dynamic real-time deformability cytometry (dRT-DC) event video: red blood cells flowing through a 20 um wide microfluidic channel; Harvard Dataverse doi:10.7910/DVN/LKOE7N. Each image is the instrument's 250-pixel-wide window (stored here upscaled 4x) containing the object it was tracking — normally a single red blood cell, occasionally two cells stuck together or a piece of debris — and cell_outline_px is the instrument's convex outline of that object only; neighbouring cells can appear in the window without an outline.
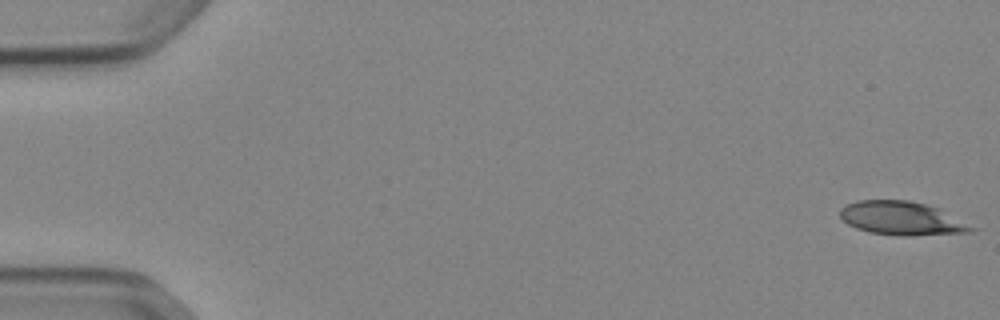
{"species": "Egyptian fruit bat (a non-hibernating species)", "species_latin": "Rousettus aegyptiacus", "temperature_condition": "cold", "stored_images_in_passage": 49, "camera_frame_rate_fps": 3000, "um_per_image_px": 0.085, "animal": {"sex": "female"}, "frame": {"image": 1, "passage_image": 1, "time_ms": 0.0, "image_size_px": [1000, 320], "cell_outline_px": [[976, 228], [972, 232], [908, 236], [900, 236], [868, 232], [856, 228], [848, 224], [840, 216], [840, 208], [856, 200], [908, 200], [940, 208]], "centroid_in_image_um": [76.65, 18.56], "position_along_channel_um": 8.4, "area_um2": 25.72}}
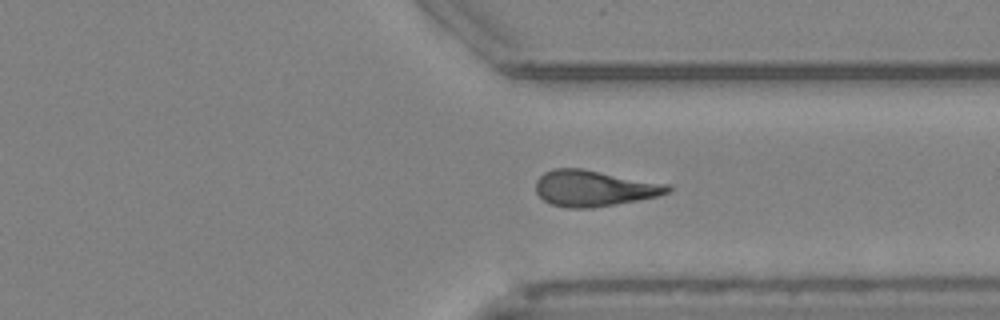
{"frame": {"image": 2, "passage_image": 40, "time_ms": 13.0, "image_size_px": [1000, 320], "cell_outline_px": [[672, 188], [668, 192], [656, 196], [636, 200], [592, 208], [568, 208], [552, 204], [544, 200], [536, 192], [536, 180], [544, 172], [556, 168], [584, 168], [668, 184]], "centroid_in_image_um": [50.47, 15.99], "position_along_channel_um": 360.9, "area_um2": 27.57}}
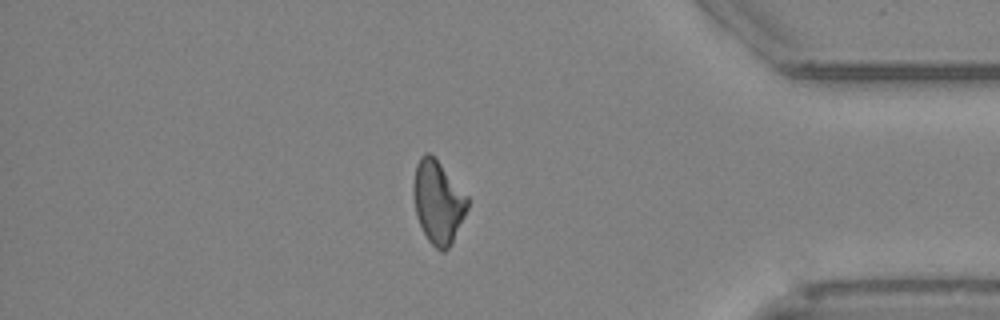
{"frame": {"image": 3, "passage_image": 45, "time_ms": 14.667, "image_size_px": [1000, 320], "cell_outline_px": [[468, 208], [452, 244], [444, 252], [440, 252], [428, 240], [416, 216], [412, 196], [412, 184], [416, 164], [420, 156], [424, 152], [428, 152], [440, 164], [468, 196]], "centroid_in_image_um": [37.21, 17.19], "position_along_channel_um": 398.0, "area_um2": 26.18}, "authors_computed_cell_mechanics": {"area_um2": 27.1082, "velocity_mm_per_s": 3.8891, "shape_relaxation_time_tau1_ms": 5.811, "shape_relaxation_time_tau2_ms": 5.8031, "deformation_change_tau1": 0.1754, "deformation_change_tau2": 0.161}}